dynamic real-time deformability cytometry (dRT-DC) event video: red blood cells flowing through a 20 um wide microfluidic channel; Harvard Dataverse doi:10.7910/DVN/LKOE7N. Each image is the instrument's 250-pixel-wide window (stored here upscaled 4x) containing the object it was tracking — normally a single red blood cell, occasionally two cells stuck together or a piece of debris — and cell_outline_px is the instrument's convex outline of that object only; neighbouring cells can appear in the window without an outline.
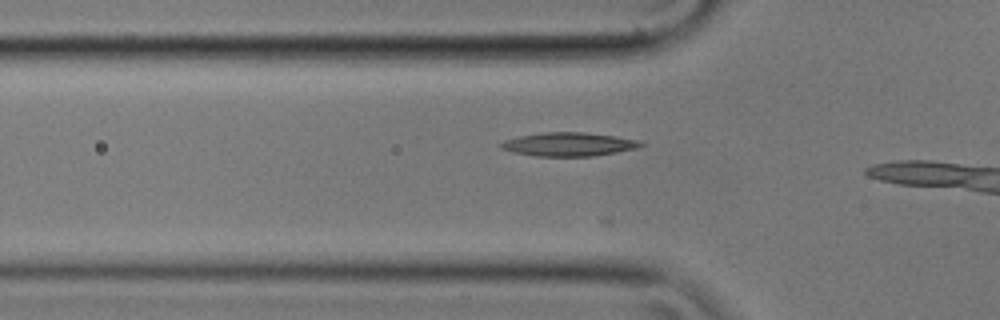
{"species": "common noctule bat (a hibernating species)", "species_latin": "Nyctalus noctula", "temperature_condition": "cold", "stored_images_in_passage": 7, "camera_frame_rate_fps": 3000, "um_per_image_px": 0.085, "animal": {"sex": "male", "body_mass_g": 17.9}, "frame": {"image": 1, "passage_image": 2, "time_ms": 0.333, "image_size_px": [1000, 320], "cell_outline_px": [[644, 144], [636, 148], [616, 152], [592, 156], [536, 156], [512, 152], [500, 148], [500, 144], [504, 140], [520, 136], [544, 132], [584, 132], [616, 136], [640, 140]], "centroid_in_image_um": [48.33, 12.26], "position_along_channel_um": 77.5, "area_um2": 19.19}}